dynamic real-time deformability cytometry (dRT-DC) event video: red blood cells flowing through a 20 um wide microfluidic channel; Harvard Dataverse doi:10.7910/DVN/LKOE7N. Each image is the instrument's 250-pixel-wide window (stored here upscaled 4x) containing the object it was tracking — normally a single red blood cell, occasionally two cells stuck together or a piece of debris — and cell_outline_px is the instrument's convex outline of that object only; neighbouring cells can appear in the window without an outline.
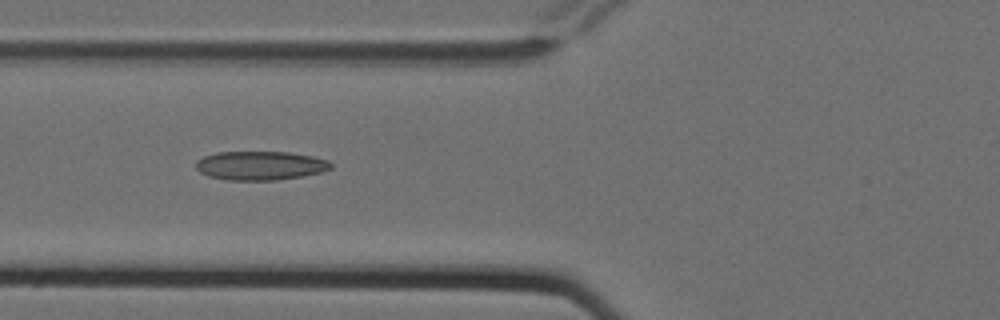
{"species": "Egyptian fruit bat (a non-hibernating species)", "species_latin": "Rousettus aegyptiacus", "temperature_condition": "cold", "stored_images_in_passage": 14, "camera_frame_rate_fps": 3000, "um_per_image_px": 0.085, "animal": {"sex": "female"}, "frame": {"image": 1, "passage_image": 6, "time_ms": 1.667, "image_size_px": [1000, 320], "cell_outline_px": [[332, 168], [320, 172], [300, 176], [276, 180], [228, 180], [208, 176], [200, 172], [196, 168], [196, 160], [204, 156], [216, 152], [288, 152], [312, 156], [328, 160], [332, 164]], "centroid_in_image_um": [22.1, 14.07], "position_along_channel_um": 103.7, "area_um2": 22.66}}
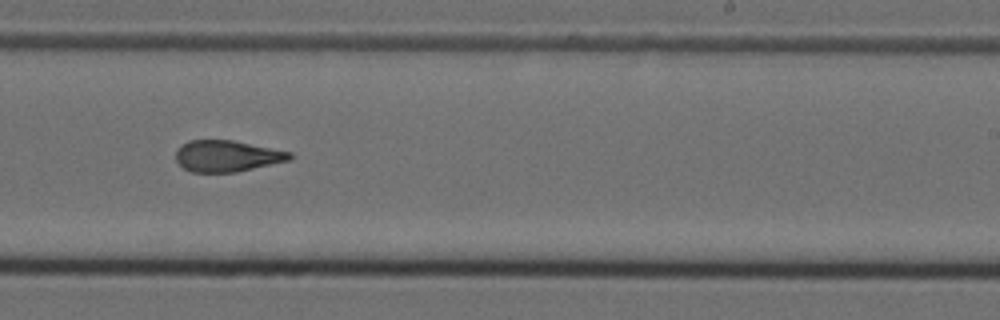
{"frame": {"image": 2, "passage_image": 10, "time_ms": 3.0, "image_size_px": [1000, 320], "cell_outline_px": [[292, 156], [288, 160], [236, 172], [192, 172], [184, 168], [176, 160], [176, 152], [188, 140], [232, 140], [292, 152]], "centroid_in_image_um": [19.29, 13.26], "position_along_channel_um": 269.7, "area_um2": 20.46}}
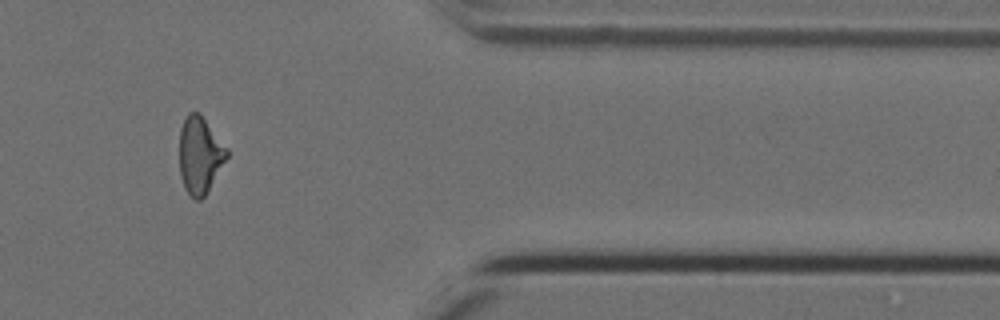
{"frame": {"image": 3, "passage_image": 13, "time_ms": 4.0, "image_size_px": [1000, 320], "cell_outline_px": [[228, 156], [204, 196], [200, 200], [196, 200], [184, 188], [180, 176], [180, 128], [188, 112], [200, 112], [228, 148]], "centroid_in_image_um": [16.99, 13.15], "position_along_channel_um": 394.4, "area_um2": 21.15}}